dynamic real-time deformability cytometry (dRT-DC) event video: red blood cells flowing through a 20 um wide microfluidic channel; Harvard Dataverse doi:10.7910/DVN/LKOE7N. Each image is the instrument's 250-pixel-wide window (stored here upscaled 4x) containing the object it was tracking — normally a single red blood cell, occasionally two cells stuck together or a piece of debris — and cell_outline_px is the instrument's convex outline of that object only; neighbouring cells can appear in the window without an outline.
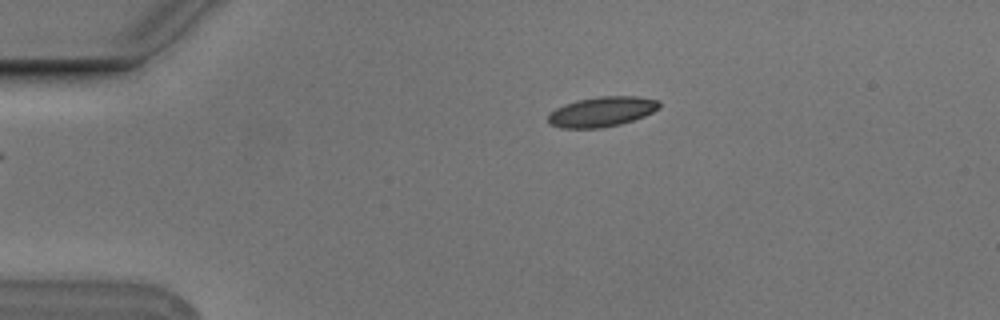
{"species": "Egyptian fruit bat (a non-hibernating species)", "species_latin": "Rousettus aegyptiacus", "temperature_condition": "cold", "stored_images_in_passage": 44, "camera_frame_rate_fps": 3000, "um_per_image_px": 0.085, "animal": {"sex": "male"}, "frame": {"image": 1, "passage_image": 1, "time_ms": 0.0, "image_size_px": [1000, 320], "cell_outline_px": [[660, 108], [644, 116], [620, 124], [604, 128], [560, 128], [548, 124], [548, 112], [564, 104], [576, 100], [600, 96], [636, 96], [660, 100]], "centroid_in_image_um": [51.13, 9.49], "position_along_channel_um": 33.9, "area_um2": 19.65}}
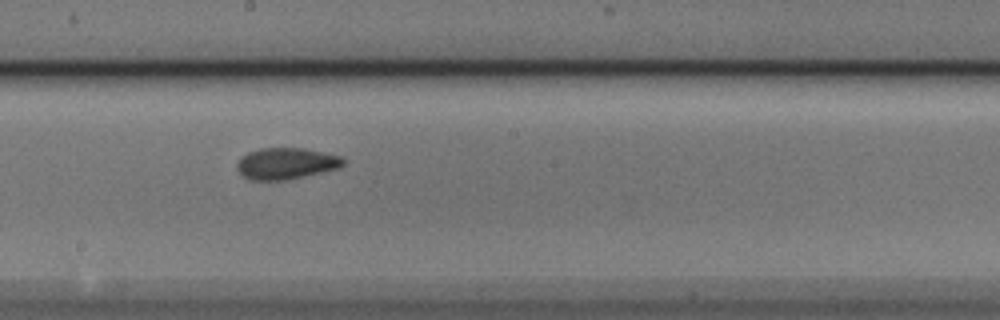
{"frame": {"image": 2, "passage_image": 20, "time_ms": 6.333, "image_size_px": [1000, 320], "cell_outline_px": [[344, 164], [336, 168], [304, 176], [284, 180], [248, 180], [236, 168], [236, 164], [240, 156], [248, 152], [260, 148], [304, 148], [324, 152], [340, 156], [344, 160]], "centroid_in_image_um": [24.26, 13.88], "position_along_channel_um": 223.9, "area_um2": 19.36}}
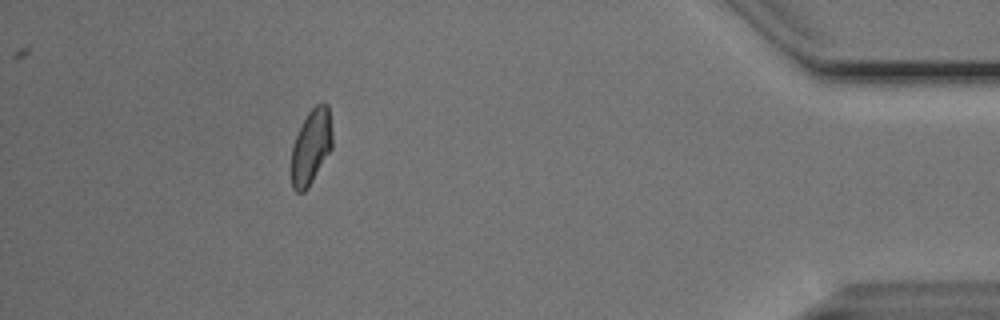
{"frame": {"image": 3, "passage_image": 39, "time_ms": 12.667, "image_size_px": [1000, 320], "cell_outline_px": [[332, 148], [308, 188], [304, 192], [296, 192], [292, 188], [292, 148], [296, 136], [308, 112], [320, 100], [324, 100], [328, 104], [332, 132]], "centroid_in_image_um": [26.47, 12.44], "position_along_channel_um": 408.7, "area_um2": 17.92}, "authors_computed_cell_mechanics": {"area_um2": 18.8428, "velocity_mm_per_s": 3.7563, "shape_relaxation_time_tau1_ms": 2.3141, "shape_relaxation_time_tau2_ms": 1.5647, "deformation_change_tau1": 0.1181, "deformation_change_tau2": 0.076}}